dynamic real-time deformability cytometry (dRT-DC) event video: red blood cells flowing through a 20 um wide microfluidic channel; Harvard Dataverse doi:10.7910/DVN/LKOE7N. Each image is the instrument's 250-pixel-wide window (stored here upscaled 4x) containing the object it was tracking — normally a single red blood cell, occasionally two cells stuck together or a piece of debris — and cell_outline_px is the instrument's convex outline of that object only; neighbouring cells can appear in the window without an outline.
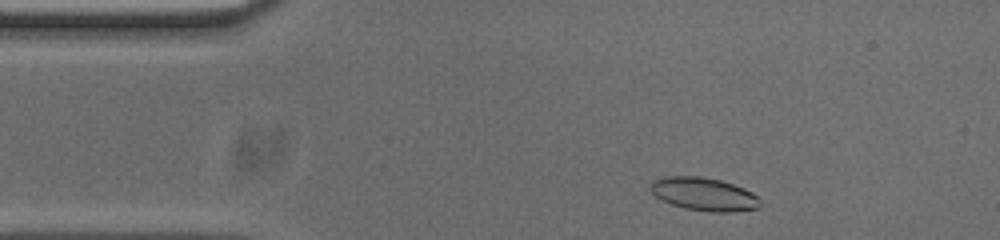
{"species": "common noctule bat (a hibernating species)", "species_latin": "Nyctalus noctula", "temperature_condition": "cold", "stored_images_in_passage": 49, "camera_frame_rate_fps": 3000, "um_per_image_px": 0.085, "animal": {"sex": "male", "body_mass_g": 20.0, "forearm_length_mm": 53.3}, "frame": {"image": 1, "passage_image": 3, "time_ms": 0.667, "image_size_px": [1000, 240], "cell_outline_px": [[760, 204], [756, 208], [728, 212], [712, 212], [684, 208], [672, 204], [656, 196], [648, 188], [652, 180], [664, 176], [700, 176], [720, 180], [744, 188], [752, 192], [760, 200]], "centroid_in_image_um": [59.8, 16.48], "position_along_channel_um": 25.2, "area_um2": 21.04}}
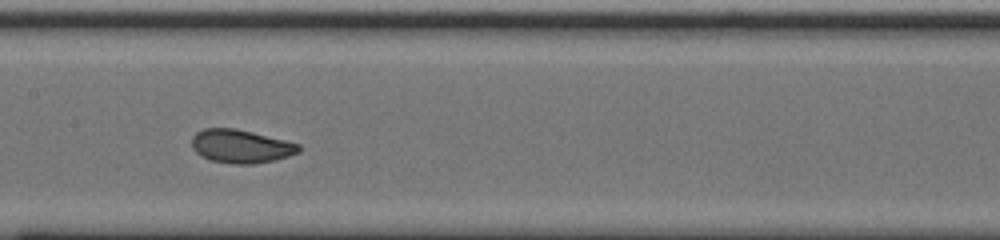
{"frame": {"image": 2, "passage_image": 20, "time_ms": 6.333, "image_size_px": [1000, 240], "cell_outline_px": [[300, 152], [276, 160], [252, 164], [232, 164], [212, 160], [200, 156], [192, 148], [192, 136], [196, 132], [204, 128], [236, 128], [300, 144]], "centroid_in_image_um": [20.46, 12.43], "position_along_channel_um": 186.9, "area_um2": 20.87}}
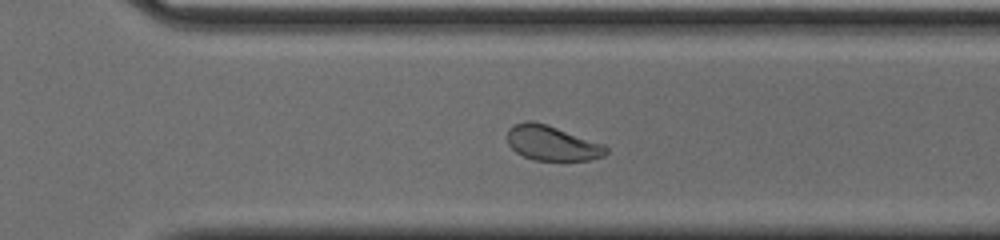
{"frame": {"image": 3, "passage_image": 31, "time_ms": 10.0, "image_size_px": [1000, 240], "cell_outline_px": [[608, 152], [604, 156], [588, 160], [532, 160], [516, 152], [508, 144], [508, 128], [512, 124], [524, 120], [532, 120], [604, 144], [608, 148]], "centroid_in_image_um": [46.89, 12.16], "position_along_channel_um": 323.7, "area_um2": 20.0}, "authors_computed_cell_mechanics": {"area_um2": 21.2704, "velocity_mm_per_s": 3.7414, "shape_relaxation_time_tau1_ms": 2.3576, "shape_relaxation_time_tau2_ms": 0.9705, "deformation_change_tau1": 0.1069, "deformation_change_tau2": 0.0506}}